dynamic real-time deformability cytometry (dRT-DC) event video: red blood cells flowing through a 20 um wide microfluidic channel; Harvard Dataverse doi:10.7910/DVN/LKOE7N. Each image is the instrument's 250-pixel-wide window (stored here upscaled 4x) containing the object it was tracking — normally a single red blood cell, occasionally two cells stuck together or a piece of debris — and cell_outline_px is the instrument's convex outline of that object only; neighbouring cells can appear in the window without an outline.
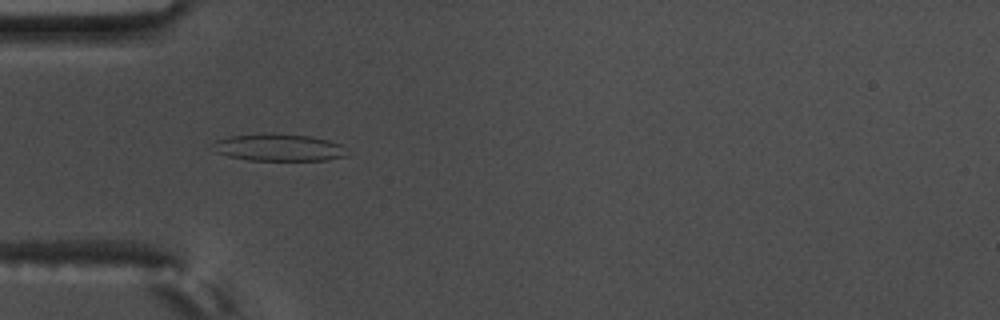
{"species": "common noctule bat (a hibernating species)", "species_latin": "Nyctalus noctula", "temperature_condition": "warm", "stored_images_in_passage": 56, "camera_frame_rate_fps": 3000, "um_per_image_px": 0.085, "animal": {"sex": "male", "body_mass_g": 17.5, "forearm_length_mm": 52.3}, "frame": {"image": 1, "passage_image": 18, "time_ms": 5.667, "image_size_px": [1000, 320], "cell_outline_px": [[348, 156], [328, 160], [248, 160], [228, 156], [216, 152], [216, 140], [228, 136], [312, 136], [328, 140], [340, 144]], "centroid_in_image_um": [23.76, 12.59], "position_along_channel_um": 61.2, "area_um2": 20.06}}
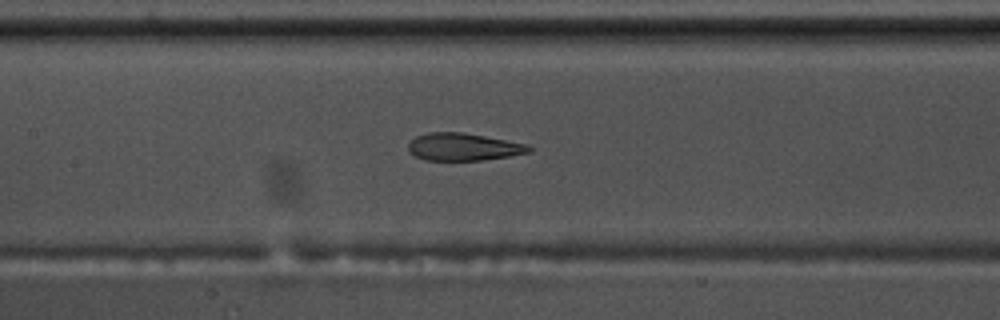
{"frame": {"image": 2, "passage_image": 27, "time_ms": 8.667, "image_size_px": [1000, 320], "cell_outline_px": [[532, 152], [508, 156], [480, 160], [424, 160], [416, 156], [408, 148], [408, 144], [416, 136], [428, 132], [464, 132], [528, 144], [532, 148]], "centroid_in_image_um": [39.41, 12.48], "position_along_channel_um": 168.0, "area_um2": 19.25}}
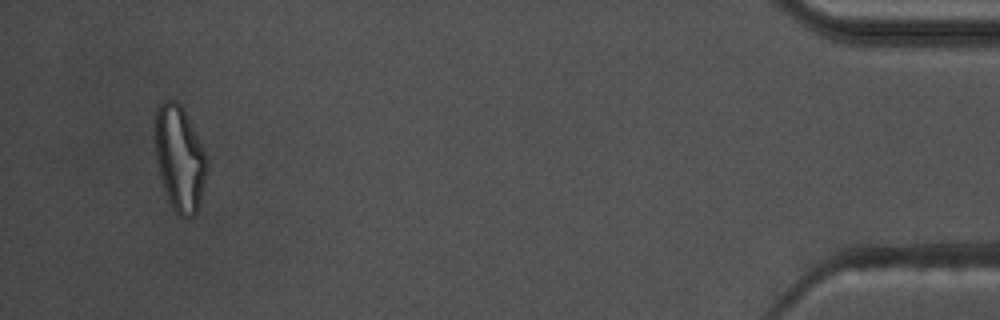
{"frame": {"image": 3, "passage_image": 54, "time_ms": 17.667, "image_size_px": [1000, 320], "cell_outline_px": [[208, 168], [196, 212], [192, 216], [180, 216], [172, 208], [168, 200], [164, 188], [156, 160], [152, 116], [156, 108], [164, 100], [176, 100], [180, 104], [204, 152]], "centroid_in_image_um": [15.2, 13.41], "position_along_channel_um": 420.0, "area_um2": 31.5}, "authors_computed_cell_mechanics": {"area_um2": 22.542, "velocity_mm_per_s": 3.6435, "shape_relaxation_time_tau1_ms": null, "shape_relaxation_time_tau2_ms": 1.619, "deformation_change_tau1": null, "deformation_change_tau2": 0.0926}}